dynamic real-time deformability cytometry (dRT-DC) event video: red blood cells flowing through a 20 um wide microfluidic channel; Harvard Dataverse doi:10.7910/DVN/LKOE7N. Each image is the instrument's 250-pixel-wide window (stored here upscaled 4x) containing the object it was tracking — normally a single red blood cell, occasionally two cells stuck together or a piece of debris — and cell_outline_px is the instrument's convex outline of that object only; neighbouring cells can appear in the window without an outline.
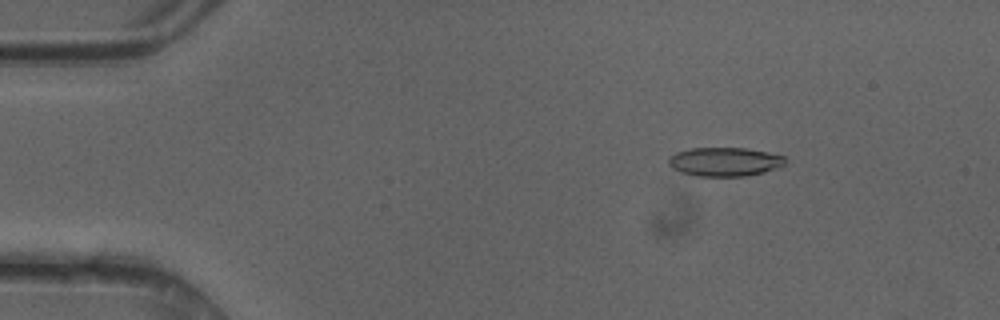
{"species": "common noctule bat (a hibernating species)", "species_latin": "Nyctalus noctula", "temperature_condition": "cold", "stored_images_in_passage": 48, "camera_frame_rate_fps": 3000, "um_per_image_px": 0.085, "animal": {"sex": "female"}, "frame": {"image": 1, "passage_image": 7, "time_ms": 2.0, "image_size_px": [1000, 320], "cell_outline_px": [[788, 160], [784, 164], [764, 172], [744, 176], [696, 176], [680, 172], [672, 168], [668, 164], [668, 156], [676, 152], [692, 148], [744, 148], [768, 152], [784, 156]], "centroid_in_image_um": [61.56, 13.75], "position_along_channel_um": 23.4, "area_um2": 19.65}}
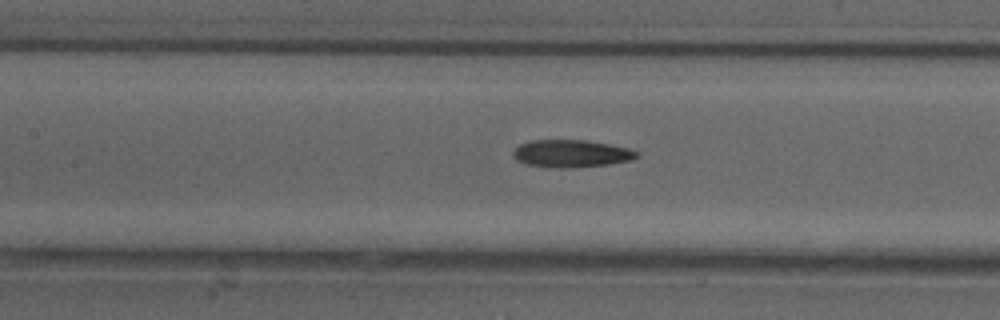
{"frame": {"image": 2, "passage_image": 22, "time_ms": 7.0, "image_size_px": [1000, 320], "cell_outline_px": [[640, 156], [632, 160], [608, 164], [568, 168], [556, 168], [528, 164], [516, 160], [512, 156], [512, 152], [520, 144], [532, 140], [588, 140], [628, 148], [640, 152]], "centroid_in_image_um": [48.58, 13.05], "position_along_channel_um": 158.8, "area_um2": 19.83}}
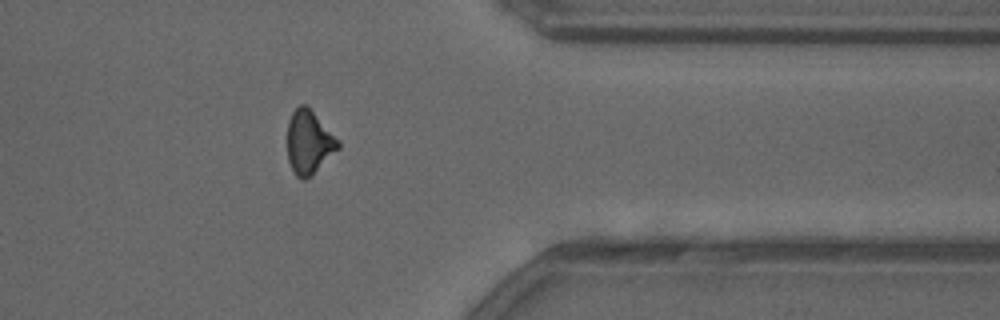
{"frame": {"image": 3, "passage_image": 39, "time_ms": 12.667, "image_size_px": [1000, 320], "cell_outline_px": [[340, 148], [312, 176], [304, 180], [300, 180], [292, 172], [288, 160], [288, 120], [292, 112], [300, 104], [308, 104], [340, 140]], "centroid_in_image_um": [26.28, 12.09], "position_along_channel_um": 385.1, "area_um2": 19.42}, "authors_computed_cell_mechanics": {"area_um2": 19.4497, "velocity_mm_per_s": 4.2376, "shape_relaxation_time_tau1_ms": 8.6587, "shape_relaxation_time_tau2_ms": 4.0784, "deformation_change_tau1": 0.2157, "deformation_change_tau2": 0.1444}}